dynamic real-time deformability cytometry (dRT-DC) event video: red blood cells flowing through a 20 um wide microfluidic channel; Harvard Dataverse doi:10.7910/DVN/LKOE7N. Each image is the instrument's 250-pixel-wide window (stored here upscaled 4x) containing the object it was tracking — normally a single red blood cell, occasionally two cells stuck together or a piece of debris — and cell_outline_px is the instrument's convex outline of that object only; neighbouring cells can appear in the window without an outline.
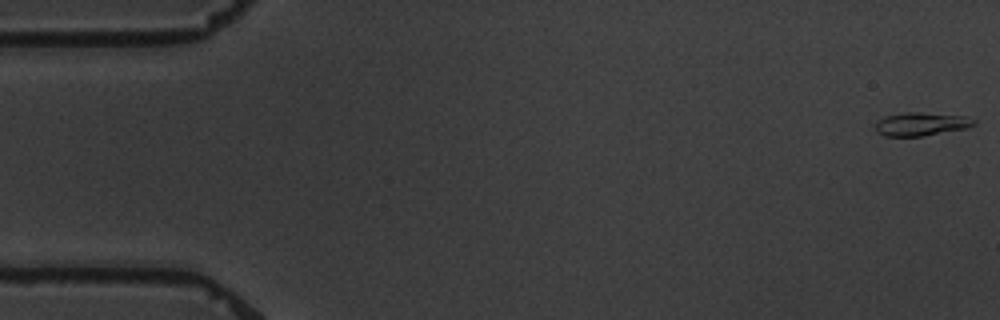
{"species": "common noctule bat (a hibernating species)", "species_latin": "Nyctalus noctula", "temperature_condition": "warm", "stored_images_in_passage": 6, "camera_frame_rate_fps": 3000, "um_per_image_px": 0.085, "animal": {"sex": "male", "body_mass_g": 19.5, "forearm_length_mm": 54.6}, "frame": {"image": 1, "passage_image": 1, "time_ms": 0.0, "image_size_px": [1000, 320], "cell_outline_px": [[976, 124], [964, 128], [920, 136], [884, 136], [876, 132], [876, 120], [884, 116], [904, 112], [920, 112], [964, 116], [976, 120]], "centroid_in_image_um": [78.23, 10.53], "position_along_channel_um": 6.8, "area_um2": 13.29}}
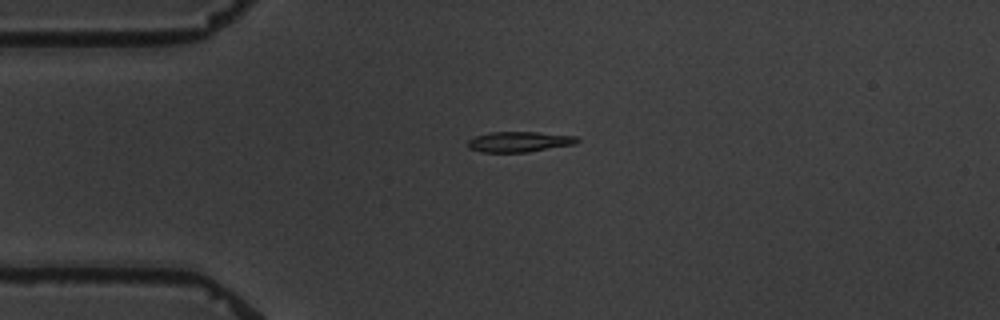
{"frame": {"image": 2, "passage_image": 4, "time_ms": 4.333, "image_size_px": [1000, 320], "cell_outline_px": [[580, 140], [576, 144], [528, 152], [480, 152], [468, 148], [468, 140], [476, 136], [488, 132], [536, 132], [576, 136]], "centroid_in_image_um": [44.13, 12.05], "position_along_channel_um": 40.9, "area_um2": 13.06}}
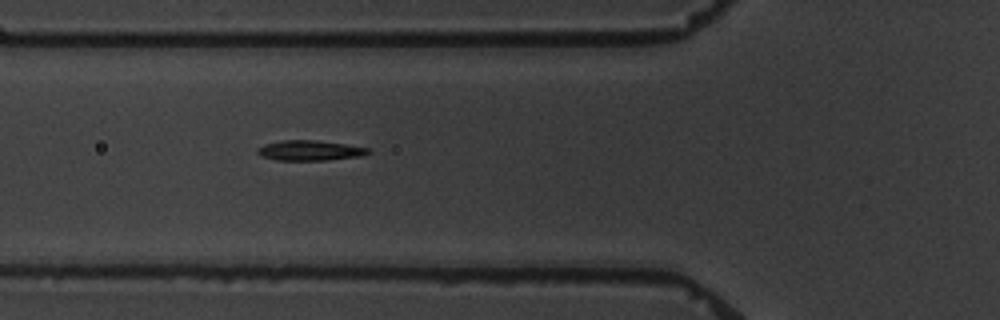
{"frame": {"image": 3, "passage_image": 6, "time_ms": 6.667, "image_size_px": [1000, 320], "cell_outline_px": [[372, 152], [364, 156], [328, 160], [276, 160], [260, 156], [256, 152], [256, 148], [264, 144], [284, 140], [312, 140], [344, 144], [368, 148]], "centroid_in_image_um": [26.32, 12.8], "position_along_channel_um": 99.5, "area_um2": 13.06}}